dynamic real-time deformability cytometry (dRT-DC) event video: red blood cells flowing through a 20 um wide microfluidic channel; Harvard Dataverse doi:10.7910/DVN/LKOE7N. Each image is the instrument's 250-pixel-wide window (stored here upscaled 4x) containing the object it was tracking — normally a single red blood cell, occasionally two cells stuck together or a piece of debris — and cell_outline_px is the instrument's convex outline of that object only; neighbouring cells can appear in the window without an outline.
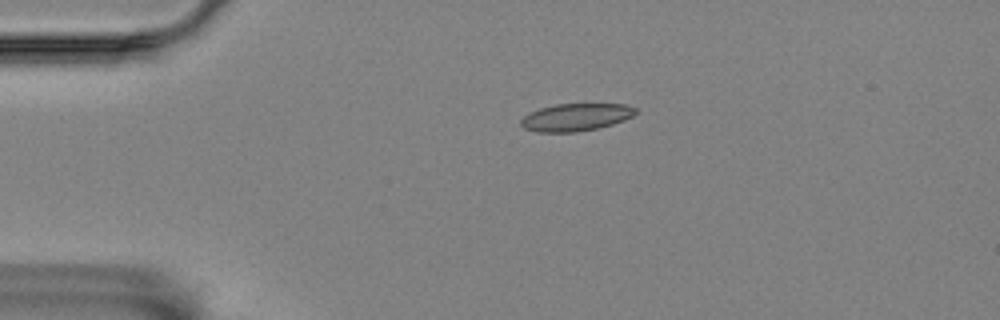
{"species": "Egyptian fruit bat (a non-hibernating species)", "species_latin": "Rousettus aegyptiacus", "temperature_condition": "room temperature", "stored_images_in_passage": 34, "camera_frame_rate_fps": 3000, "um_per_image_px": 0.085, "animal": {"sex": "female"}, "frame": {"image": 1, "passage_image": 1, "time_ms": 0.0, "image_size_px": [1000, 320], "cell_outline_px": [[636, 112], [632, 116], [624, 120], [612, 124], [596, 128], [576, 132], [536, 132], [524, 128], [520, 124], [520, 120], [528, 112], [540, 108], [556, 104], [624, 104], [636, 108]], "centroid_in_image_um": [48.9, 9.96], "position_along_channel_um": 36.1, "area_um2": 18.32}}
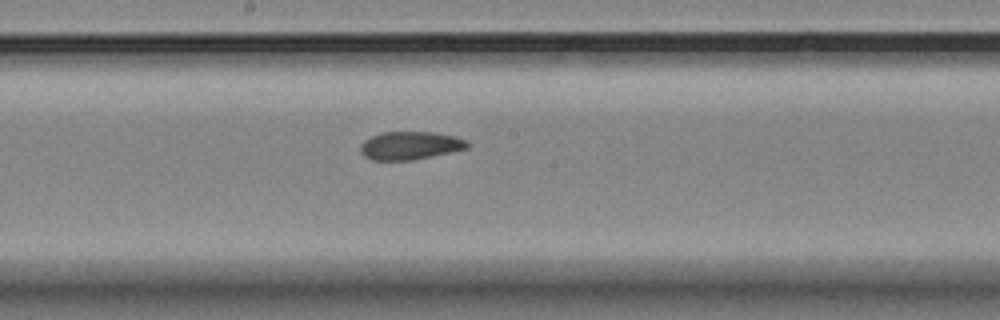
{"frame": {"image": 2, "passage_image": 19, "time_ms": 6.0, "image_size_px": [1000, 320], "cell_outline_px": [[468, 148], [412, 160], [372, 160], [364, 156], [360, 152], [360, 144], [364, 140], [380, 132], [436, 132], [468, 140]], "centroid_in_image_um": [34.82, 12.36], "position_along_channel_um": 213.4, "area_um2": 17.46}}
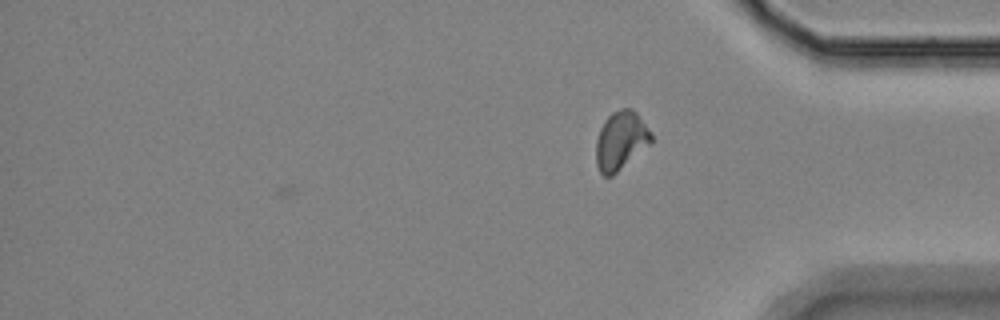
{"frame": {"image": 3, "passage_image": 34, "time_ms": 11.0, "image_size_px": [1000, 320], "cell_outline_px": [[652, 144], [612, 176], [604, 176], [600, 172], [596, 164], [596, 140], [600, 128], [604, 120], [612, 112], [620, 108], [632, 108], [636, 112], [652, 132]], "centroid_in_image_um": [52.78, 11.95], "position_along_channel_um": 382.4, "area_um2": 19.13}, "authors_computed_cell_mechanics": {"area_um2": 18.207, "velocity_mm_per_s": 3.5524, "shape_relaxation_time_tau1_ms": 6.9556, "shape_relaxation_time_tau2_ms": 1.5399, "deformation_change_tau1": 0.1585, "deformation_change_tau2": 0.071}}